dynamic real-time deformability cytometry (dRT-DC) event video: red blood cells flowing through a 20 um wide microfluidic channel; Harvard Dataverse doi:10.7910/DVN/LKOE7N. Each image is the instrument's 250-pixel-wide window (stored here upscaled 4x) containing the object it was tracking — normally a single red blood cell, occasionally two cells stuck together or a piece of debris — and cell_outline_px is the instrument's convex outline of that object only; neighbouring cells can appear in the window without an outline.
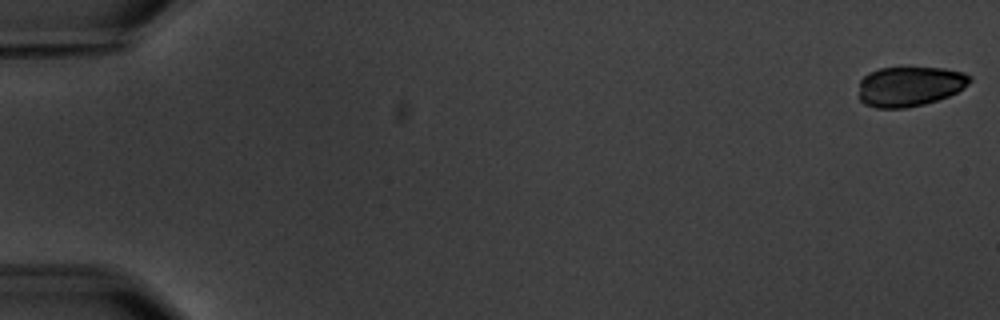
{"species": "common noctule bat (a hibernating species)", "species_latin": "Nyctalus noctula", "temperature_condition": "warm", "stored_images_in_passage": 3, "camera_frame_rate_fps": 3000, "um_per_image_px": 0.085, "animal": {"sex": "male", "body_mass_g": 20.1, "forearm_length_mm": 53.5}, "frame": {"image": 1, "passage_image": 1, "time_ms": 0.0, "image_size_px": [1000, 320], "cell_outline_px": [[972, 80], [964, 88], [948, 96], [924, 104], [904, 108], [876, 108], [864, 104], [860, 100], [860, 80], [868, 72], [880, 68], [944, 68], [964, 72], [972, 76]], "centroid_in_image_um": [77.34, 7.33], "position_along_channel_um": 7.7, "area_um2": 25.84}}